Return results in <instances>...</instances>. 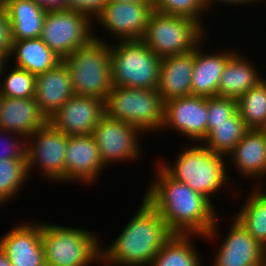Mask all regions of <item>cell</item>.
I'll use <instances>...</instances> for the list:
<instances>
[{
    "label": "cell",
    "mask_w": 266,
    "mask_h": 266,
    "mask_svg": "<svg viewBox=\"0 0 266 266\" xmlns=\"http://www.w3.org/2000/svg\"><path fill=\"white\" fill-rule=\"evenodd\" d=\"M156 166L155 176L143 197L159 212L169 229L174 234L201 235L202 240L208 242L215 237L222 238L218 233L220 212L215 209L216 205Z\"/></svg>",
    "instance_id": "1"
},
{
    "label": "cell",
    "mask_w": 266,
    "mask_h": 266,
    "mask_svg": "<svg viewBox=\"0 0 266 266\" xmlns=\"http://www.w3.org/2000/svg\"><path fill=\"white\" fill-rule=\"evenodd\" d=\"M137 212L108 247L102 244L104 266H149L174 235L159 212L143 197Z\"/></svg>",
    "instance_id": "2"
},
{
    "label": "cell",
    "mask_w": 266,
    "mask_h": 266,
    "mask_svg": "<svg viewBox=\"0 0 266 266\" xmlns=\"http://www.w3.org/2000/svg\"><path fill=\"white\" fill-rule=\"evenodd\" d=\"M187 145L190 146L180 150L174 163L164 161V157L156 163L170 177L186 184L213 203L215 199L212 198L216 193L230 185L231 175L228 176L226 158L210 151L203 144Z\"/></svg>",
    "instance_id": "3"
},
{
    "label": "cell",
    "mask_w": 266,
    "mask_h": 266,
    "mask_svg": "<svg viewBox=\"0 0 266 266\" xmlns=\"http://www.w3.org/2000/svg\"><path fill=\"white\" fill-rule=\"evenodd\" d=\"M102 241L99 235L87 230L86 227L83 229L78 226H62L42 221L46 266L101 264Z\"/></svg>",
    "instance_id": "4"
},
{
    "label": "cell",
    "mask_w": 266,
    "mask_h": 266,
    "mask_svg": "<svg viewBox=\"0 0 266 266\" xmlns=\"http://www.w3.org/2000/svg\"><path fill=\"white\" fill-rule=\"evenodd\" d=\"M77 48L62 61L67 66L75 95L106 100L113 88L111 79L110 42L99 37Z\"/></svg>",
    "instance_id": "5"
},
{
    "label": "cell",
    "mask_w": 266,
    "mask_h": 266,
    "mask_svg": "<svg viewBox=\"0 0 266 266\" xmlns=\"http://www.w3.org/2000/svg\"><path fill=\"white\" fill-rule=\"evenodd\" d=\"M113 44L110 43L113 86L157 89L161 57L142 40L115 41Z\"/></svg>",
    "instance_id": "6"
},
{
    "label": "cell",
    "mask_w": 266,
    "mask_h": 266,
    "mask_svg": "<svg viewBox=\"0 0 266 266\" xmlns=\"http://www.w3.org/2000/svg\"><path fill=\"white\" fill-rule=\"evenodd\" d=\"M105 114L151 135L161 130L164 101L157 89L113 86L105 100Z\"/></svg>",
    "instance_id": "7"
},
{
    "label": "cell",
    "mask_w": 266,
    "mask_h": 266,
    "mask_svg": "<svg viewBox=\"0 0 266 266\" xmlns=\"http://www.w3.org/2000/svg\"><path fill=\"white\" fill-rule=\"evenodd\" d=\"M206 33L196 20L154 10L141 40L162 58L191 51Z\"/></svg>",
    "instance_id": "8"
},
{
    "label": "cell",
    "mask_w": 266,
    "mask_h": 266,
    "mask_svg": "<svg viewBox=\"0 0 266 266\" xmlns=\"http://www.w3.org/2000/svg\"><path fill=\"white\" fill-rule=\"evenodd\" d=\"M94 24L73 10H49L40 39L62 60L94 39Z\"/></svg>",
    "instance_id": "9"
},
{
    "label": "cell",
    "mask_w": 266,
    "mask_h": 266,
    "mask_svg": "<svg viewBox=\"0 0 266 266\" xmlns=\"http://www.w3.org/2000/svg\"><path fill=\"white\" fill-rule=\"evenodd\" d=\"M92 135L105 167L118 162L130 164L144 154L140 140L145 134L139 128L106 114L100 119Z\"/></svg>",
    "instance_id": "10"
},
{
    "label": "cell",
    "mask_w": 266,
    "mask_h": 266,
    "mask_svg": "<svg viewBox=\"0 0 266 266\" xmlns=\"http://www.w3.org/2000/svg\"><path fill=\"white\" fill-rule=\"evenodd\" d=\"M68 138V135L56 130L48 122L30 135L26 149L28 175L37 167V170L42 171V177L48 179L47 182L63 184Z\"/></svg>",
    "instance_id": "11"
},
{
    "label": "cell",
    "mask_w": 266,
    "mask_h": 266,
    "mask_svg": "<svg viewBox=\"0 0 266 266\" xmlns=\"http://www.w3.org/2000/svg\"><path fill=\"white\" fill-rule=\"evenodd\" d=\"M207 115V97L188 95L169 100L164 102L161 131L174 130L193 144H202L207 138Z\"/></svg>",
    "instance_id": "12"
},
{
    "label": "cell",
    "mask_w": 266,
    "mask_h": 266,
    "mask_svg": "<svg viewBox=\"0 0 266 266\" xmlns=\"http://www.w3.org/2000/svg\"><path fill=\"white\" fill-rule=\"evenodd\" d=\"M154 11L153 4L108 1L101 15L94 21L115 41L141 40Z\"/></svg>",
    "instance_id": "13"
},
{
    "label": "cell",
    "mask_w": 266,
    "mask_h": 266,
    "mask_svg": "<svg viewBox=\"0 0 266 266\" xmlns=\"http://www.w3.org/2000/svg\"><path fill=\"white\" fill-rule=\"evenodd\" d=\"M104 115V100L74 94L47 122L68 136H87Z\"/></svg>",
    "instance_id": "14"
},
{
    "label": "cell",
    "mask_w": 266,
    "mask_h": 266,
    "mask_svg": "<svg viewBox=\"0 0 266 266\" xmlns=\"http://www.w3.org/2000/svg\"><path fill=\"white\" fill-rule=\"evenodd\" d=\"M223 241L214 252L211 266H266V248L233 217Z\"/></svg>",
    "instance_id": "15"
},
{
    "label": "cell",
    "mask_w": 266,
    "mask_h": 266,
    "mask_svg": "<svg viewBox=\"0 0 266 266\" xmlns=\"http://www.w3.org/2000/svg\"><path fill=\"white\" fill-rule=\"evenodd\" d=\"M65 154V183L80 182L79 185L91 186L98 181L101 171L104 173L105 165L92 134L69 136Z\"/></svg>",
    "instance_id": "16"
},
{
    "label": "cell",
    "mask_w": 266,
    "mask_h": 266,
    "mask_svg": "<svg viewBox=\"0 0 266 266\" xmlns=\"http://www.w3.org/2000/svg\"><path fill=\"white\" fill-rule=\"evenodd\" d=\"M0 247L13 266H46L41 221L15 225L0 237Z\"/></svg>",
    "instance_id": "17"
},
{
    "label": "cell",
    "mask_w": 266,
    "mask_h": 266,
    "mask_svg": "<svg viewBox=\"0 0 266 266\" xmlns=\"http://www.w3.org/2000/svg\"><path fill=\"white\" fill-rule=\"evenodd\" d=\"M226 160L229 173L228 168L233 165L237 174H241L244 180H258L260 182L256 183L255 187H262L261 181L265 180L266 183V134L262 130L250 129L228 154Z\"/></svg>",
    "instance_id": "18"
},
{
    "label": "cell",
    "mask_w": 266,
    "mask_h": 266,
    "mask_svg": "<svg viewBox=\"0 0 266 266\" xmlns=\"http://www.w3.org/2000/svg\"><path fill=\"white\" fill-rule=\"evenodd\" d=\"M204 40L206 41V37L195 47L191 95L208 98L218 96L221 74L227 61L238 51V48L236 50L222 48L210 53L209 51H204Z\"/></svg>",
    "instance_id": "19"
},
{
    "label": "cell",
    "mask_w": 266,
    "mask_h": 266,
    "mask_svg": "<svg viewBox=\"0 0 266 266\" xmlns=\"http://www.w3.org/2000/svg\"><path fill=\"white\" fill-rule=\"evenodd\" d=\"M195 48L161 58L158 92L164 102L191 95Z\"/></svg>",
    "instance_id": "20"
},
{
    "label": "cell",
    "mask_w": 266,
    "mask_h": 266,
    "mask_svg": "<svg viewBox=\"0 0 266 266\" xmlns=\"http://www.w3.org/2000/svg\"><path fill=\"white\" fill-rule=\"evenodd\" d=\"M73 95L71 76L63 61L45 73L36 75L34 99L47 119Z\"/></svg>",
    "instance_id": "21"
},
{
    "label": "cell",
    "mask_w": 266,
    "mask_h": 266,
    "mask_svg": "<svg viewBox=\"0 0 266 266\" xmlns=\"http://www.w3.org/2000/svg\"><path fill=\"white\" fill-rule=\"evenodd\" d=\"M47 123L34 97L8 98L0 96V129L26 139Z\"/></svg>",
    "instance_id": "22"
},
{
    "label": "cell",
    "mask_w": 266,
    "mask_h": 266,
    "mask_svg": "<svg viewBox=\"0 0 266 266\" xmlns=\"http://www.w3.org/2000/svg\"><path fill=\"white\" fill-rule=\"evenodd\" d=\"M240 51H237L224 67L218 85V96L220 97L238 100L250 88L265 78L255 62L248 60Z\"/></svg>",
    "instance_id": "23"
},
{
    "label": "cell",
    "mask_w": 266,
    "mask_h": 266,
    "mask_svg": "<svg viewBox=\"0 0 266 266\" xmlns=\"http://www.w3.org/2000/svg\"><path fill=\"white\" fill-rule=\"evenodd\" d=\"M11 29L12 40L40 38L47 11L34 0H0Z\"/></svg>",
    "instance_id": "24"
},
{
    "label": "cell",
    "mask_w": 266,
    "mask_h": 266,
    "mask_svg": "<svg viewBox=\"0 0 266 266\" xmlns=\"http://www.w3.org/2000/svg\"><path fill=\"white\" fill-rule=\"evenodd\" d=\"M12 66L39 75L56 67L62 59L57 56L40 38L12 40L8 56ZM14 62V63H13Z\"/></svg>",
    "instance_id": "25"
},
{
    "label": "cell",
    "mask_w": 266,
    "mask_h": 266,
    "mask_svg": "<svg viewBox=\"0 0 266 266\" xmlns=\"http://www.w3.org/2000/svg\"><path fill=\"white\" fill-rule=\"evenodd\" d=\"M195 234H174L158 251L149 266H203L202 255L196 248Z\"/></svg>",
    "instance_id": "26"
},
{
    "label": "cell",
    "mask_w": 266,
    "mask_h": 266,
    "mask_svg": "<svg viewBox=\"0 0 266 266\" xmlns=\"http://www.w3.org/2000/svg\"><path fill=\"white\" fill-rule=\"evenodd\" d=\"M249 130L237 110L225 122L207 123V138L202 144L210 151L227 157Z\"/></svg>",
    "instance_id": "27"
},
{
    "label": "cell",
    "mask_w": 266,
    "mask_h": 266,
    "mask_svg": "<svg viewBox=\"0 0 266 266\" xmlns=\"http://www.w3.org/2000/svg\"><path fill=\"white\" fill-rule=\"evenodd\" d=\"M251 194L245 196L244 204L234 218L249 234L266 248V188L253 187Z\"/></svg>",
    "instance_id": "28"
},
{
    "label": "cell",
    "mask_w": 266,
    "mask_h": 266,
    "mask_svg": "<svg viewBox=\"0 0 266 266\" xmlns=\"http://www.w3.org/2000/svg\"><path fill=\"white\" fill-rule=\"evenodd\" d=\"M237 110L249 129L266 124V79H262L237 100Z\"/></svg>",
    "instance_id": "29"
},
{
    "label": "cell",
    "mask_w": 266,
    "mask_h": 266,
    "mask_svg": "<svg viewBox=\"0 0 266 266\" xmlns=\"http://www.w3.org/2000/svg\"><path fill=\"white\" fill-rule=\"evenodd\" d=\"M28 178L26 159L0 160V207L16 199Z\"/></svg>",
    "instance_id": "30"
},
{
    "label": "cell",
    "mask_w": 266,
    "mask_h": 266,
    "mask_svg": "<svg viewBox=\"0 0 266 266\" xmlns=\"http://www.w3.org/2000/svg\"><path fill=\"white\" fill-rule=\"evenodd\" d=\"M8 66L11 67L7 64L0 76V96L8 98L34 97L36 76L27 70ZM8 68L9 72H7Z\"/></svg>",
    "instance_id": "31"
},
{
    "label": "cell",
    "mask_w": 266,
    "mask_h": 266,
    "mask_svg": "<svg viewBox=\"0 0 266 266\" xmlns=\"http://www.w3.org/2000/svg\"><path fill=\"white\" fill-rule=\"evenodd\" d=\"M155 11L175 16H183L196 20L205 30L202 16L209 11L205 0H152ZM203 21V22H202Z\"/></svg>",
    "instance_id": "32"
},
{
    "label": "cell",
    "mask_w": 266,
    "mask_h": 266,
    "mask_svg": "<svg viewBox=\"0 0 266 266\" xmlns=\"http://www.w3.org/2000/svg\"><path fill=\"white\" fill-rule=\"evenodd\" d=\"M0 145V160L26 159L27 139L24 136L0 129Z\"/></svg>",
    "instance_id": "33"
},
{
    "label": "cell",
    "mask_w": 266,
    "mask_h": 266,
    "mask_svg": "<svg viewBox=\"0 0 266 266\" xmlns=\"http://www.w3.org/2000/svg\"><path fill=\"white\" fill-rule=\"evenodd\" d=\"M237 111V100L233 98L213 96L207 98V123H221Z\"/></svg>",
    "instance_id": "34"
},
{
    "label": "cell",
    "mask_w": 266,
    "mask_h": 266,
    "mask_svg": "<svg viewBox=\"0 0 266 266\" xmlns=\"http://www.w3.org/2000/svg\"><path fill=\"white\" fill-rule=\"evenodd\" d=\"M107 4L108 0H67L66 9L77 11L94 23Z\"/></svg>",
    "instance_id": "35"
},
{
    "label": "cell",
    "mask_w": 266,
    "mask_h": 266,
    "mask_svg": "<svg viewBox=\"0 0 266 266\" xmlns=\"http://www.w3.org/2000/svg\"><path fill=\"white\" fill-rule=\"evenodd\" d=\"M12 46L11 29L7 13L0 3V52L10 54Z\"/></svg>",
    "instance_id": "36"
},
{
    "label": "cell",
    "mask_w": 266,
    "mask_h": 266,
    "mask_svg": "<svg viewBox=\"0 0 266 266\" xmlns=\"http://www.w3.org/2000/svg\"><path fill=\"white\" fill-rule=\"evenodd\" d=\"M261 1H265V0H205V5H206L207 9L211 10V8L214 9L213 8L214 4L218 5V7H219L220 3L224 4V5L228 4L227 6L232 5L234 7L236 4H237V6L238 5L244 6L245 4H246L245 6H249V4L252 5L254 3L260 4Z\"/></svg>",
    "instance_id": "37"
},
{
    "label": "cell",
    "mask_w": 266,
    "mask_h": 266,
    "mask_svg": "<svg viewBox=\"0 0 266 266\" xmlns=\"http://www.w3.org/2000/svg\"><path fill=\"white\" fill-rule=\"evenodd\" d=\"M44 10H60L66 9L67 0H34Z\"/></svg>",
    "instance_id": "38"
},
{
    "label": "cell",
    "mask_w": 266,
    "mask_h": 266,
    "mask_svg": "<svg viewBox=\"0 0 266 266\" xmlns=\"http://www.w3.org/2000/svg\"><path fill=\"white\" fill-rule=\"evenodd\" d=\"M9 63L8 55L4 52H0V76L6 67V64Z\"/></svg>",
    "instance_id": "39"
},
{
    "label": "cell",
    "mask_w": 266,
    "mask_h": 266,
    "mask_svg": "<svg viewBox=\"0 0 266 266\" xmlns=\"http://www.w3.org/2000/svg\"><path fill=\"white\" fill-rule=\"evenodd\" d=\"M0 266H13L8 259L7 254L0 247Z\"/></svg>",
    "instance_id": "40"
},
{
    "label": "cell",
    "mask_w": 266,
    "mask_h": 266,
    "mask_svg": "<svg viewBox=\"0 0 266 266\" xmlns=\"http://www.w3.org/2000/svg\"><path fill=\"white\" fill-rule=\"evenodd\" d=\"M112 2L147 3L152 4V0H108Z\"/></svg>",
    "instance_id": "41"
},
{
    "label": "cell",
    "mask_w": 266,
    "mask_h": 266,
    "mask_svg": "<svg viewBox=\"0 0 266 266\" xmlns=\"http://www.w3.org/2000/svg\"><path fill=\"white\" fill-rule=\"evenodd\" d=\"M266 134V124L261 129Z\"/></svg>",
    "instance_id": "42"
}]
</instances>
